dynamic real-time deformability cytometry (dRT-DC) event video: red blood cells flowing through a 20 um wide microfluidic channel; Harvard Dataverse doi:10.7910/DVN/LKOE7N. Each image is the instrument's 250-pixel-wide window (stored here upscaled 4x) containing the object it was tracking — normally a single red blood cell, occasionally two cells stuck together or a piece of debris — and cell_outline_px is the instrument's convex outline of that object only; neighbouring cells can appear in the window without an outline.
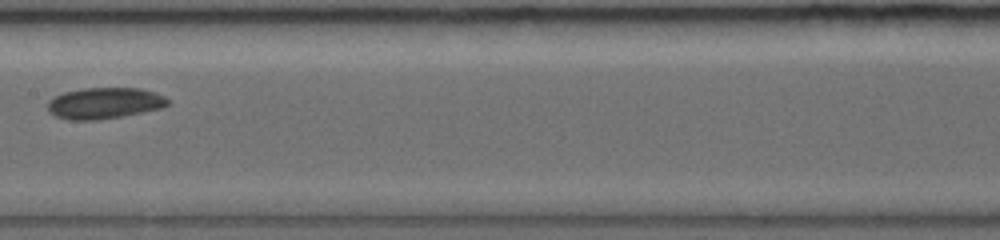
{"species": "common noctule bat (a hibernating species)", "species_latin": "Nyctalus noctula", "temperature_condition": "warm", "stored_images_in_passage": 6, "camera_frame_rate_fps": 5000, "um_per_image_px": 0.085, "animal": {"sex": "female", "body_mass_g": 19.0, "forearm_length_mm": 56.7}, "frame": {"image": 1, "passage_image": 6, "time_ms": 6.6, "image_size_px": [1000, 240], "cell_outline_px": [[172, 100], [168, 104], [160, 108], [120, 116], [96, 120], [68, 120], [56, 116], [48, 112], [48, 100], [52, 96], [64, 92], [84, 88], [140, 88], [156, 92]], "centroid_in_image_um": [8.85, 8.76], "position_along_channel_um": 198.5, "area_um2": 21.91}}